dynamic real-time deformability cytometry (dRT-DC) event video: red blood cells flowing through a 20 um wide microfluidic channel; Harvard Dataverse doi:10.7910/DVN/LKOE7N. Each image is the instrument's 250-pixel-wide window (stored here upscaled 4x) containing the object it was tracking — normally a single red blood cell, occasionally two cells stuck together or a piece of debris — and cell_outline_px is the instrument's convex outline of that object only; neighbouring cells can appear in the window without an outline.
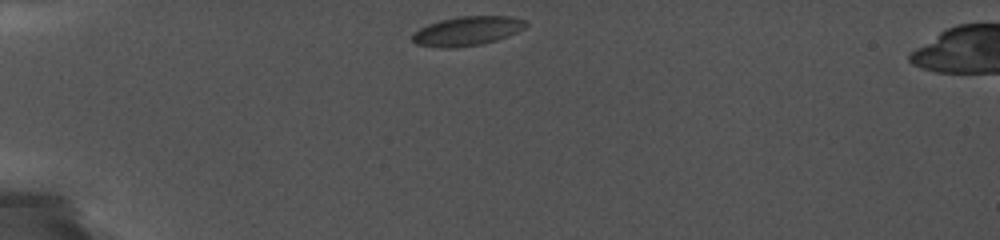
{"species": "common noctule bat (a hibernating species)", "species_latin": "Nyctalus noctula", "temperature_condition": "cold", "stored_images_in_passage": 45, "camera_frame_rate_fps": 5000, "um_per_image_px": 0.085, "animal": {"sex": "female", "body_mass_g": 19.0, "forearm_length_mm": 56.7}, "frame": {"image": 1, "passage_image": 1, "time_ms": 0.0, "image_size_px": [1000, 240], "cell_outline_px": [[528, 24], [524, 28], [508, 36], [484, 44], [456, 48], [440, 48], [416, 44], [412, 40], [412, 32], [428, 24], [440, 20], [460, 16], [512, 16], [528, 20]], "centroid_in_image_um": [39.72, 2.64], "position_along_channel_um": 45.3, "area_um2": 19.59}}
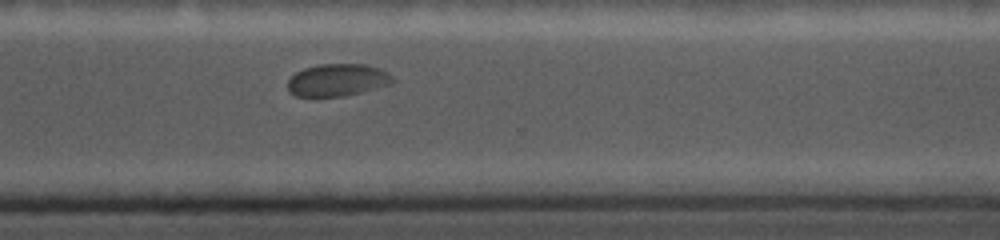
{"frame": {"image": 2, "passage_image": 32, "time_ms": 9.2, "image_size_px": [1000, 240], "cell_outline_px": [[396, 80], [392, 84], [344, 96], [296, 96], [288, 92], [288, 80], [296, 72], [304, 68], [320, 64], [364, 64], [380, 68], [388, 72]], "centroid_in_image_um": [28.7, 6.8], "position_along_channel_um": 341.9, "area_um2": 19.83}}
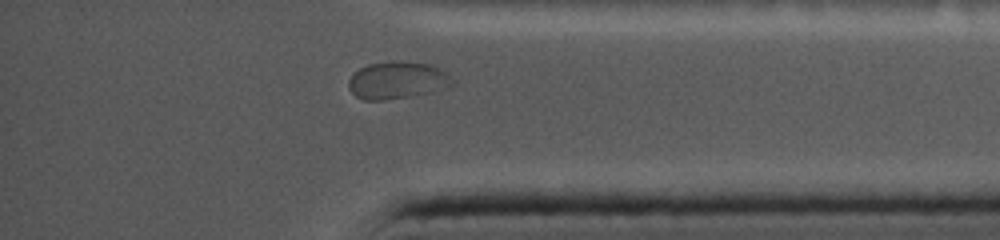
{"frame": {"image": 3, "passage_image": 38, "time_ms": 10.8, "image_size_px": [1000, 240], "cell_outline_px": [[452, 84], [428, 92], [408, 96], [380, 100], [364, 100], [356, 96], [348, 88], [348, 80], [360, 68], [368, 64], [432, 64], [440, 68], [452, 80]], "centroid_in_image_um": [33.7, 6.86], "position_along_channel_um": 401.5, "area_um2": 21.15}}